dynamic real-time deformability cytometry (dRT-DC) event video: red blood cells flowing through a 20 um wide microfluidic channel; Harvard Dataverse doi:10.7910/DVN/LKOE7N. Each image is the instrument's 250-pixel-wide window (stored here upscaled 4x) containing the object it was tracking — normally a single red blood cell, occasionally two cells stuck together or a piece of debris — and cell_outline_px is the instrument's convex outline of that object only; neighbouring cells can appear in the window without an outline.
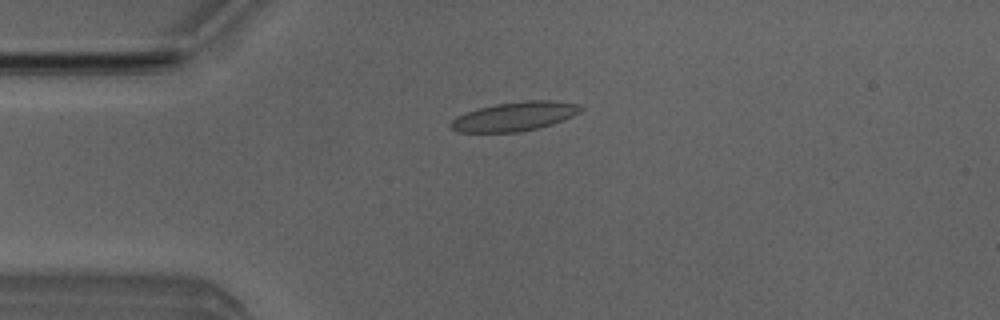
{"species": "Egyptian fruit bat (a non-hibernating species)", "species_latin": "Rousettus aegyptiacus", "temperature_condition": "room temperature", "stored_images_in_passage": 5, "camera_frame_rate_fps": 3000, "um_per_image_px": 0.085, "animal": {"sex": "male"}, "frame": {"image": 1, "passage_image": 4, "time_ms": 3.333, "image_size_px": [1000, 320], "cell_outline_px": [[584, 108], [580, 112], [564, 120], [552, 124], [520, 132], [456, 132], [448, 124], [456, 116], [480, 108], [496, 104], [524, 100], [552, 100], [580, 104]], "centroid_in_image_um": [43.77, 9.89], "position_along_channel_um": 41.2, "area_um2": 22.02}}